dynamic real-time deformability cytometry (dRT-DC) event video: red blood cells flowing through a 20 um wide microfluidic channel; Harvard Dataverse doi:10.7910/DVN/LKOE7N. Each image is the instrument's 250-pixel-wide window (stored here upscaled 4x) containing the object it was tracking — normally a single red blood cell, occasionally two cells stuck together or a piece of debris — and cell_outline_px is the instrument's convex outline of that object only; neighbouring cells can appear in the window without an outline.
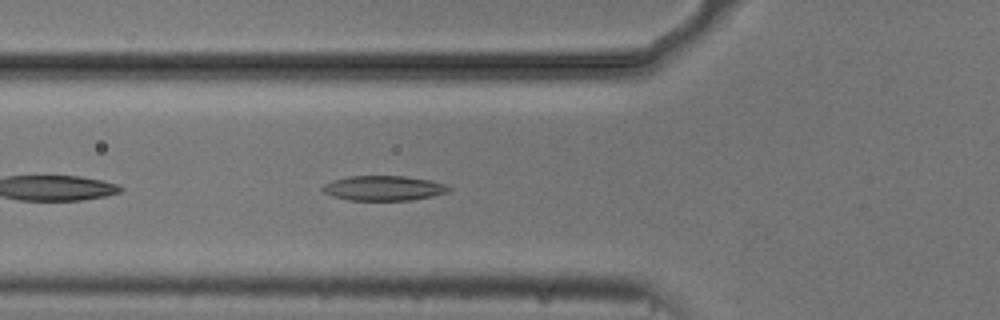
{"species": "common noctule bat (a hibernating species)", "species_latin": "Nyctalus noctula", "temperature_condition": "cold", "stored_images_in_passage": 40, "camera_frame_rate_fps": 3000, "um_per_image_px": 0.085, "animal": {"sex": "male", "body_mass_g": 20.5, "forearm_length_mm": 52.5}, "frame": {"image": 1, "passage_image": 5, "time_ms": 1.333, "image_size_px": [1000, 320], "cell_outline_px": [[452, 188], [448, 192], [432, 196], [408, 200], [348, 200], [332, 196], [324, 192], [320, 188], [324, 184], [332, 180], [348, 176], [404, 176], [428, 180], [444, 184]], "centroid_in_image_um": [32.56, 15.99], "position_along_channel_um": 93.2, "area_um2": 18.21}}
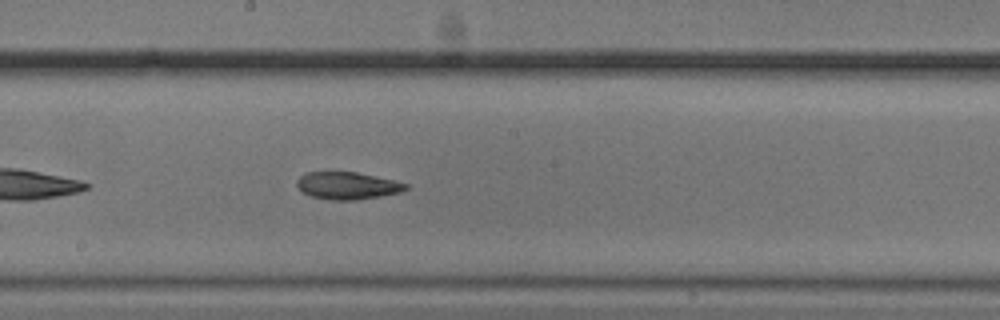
{"frame": {"image": 2, "passage_image": 15, "time_ms": 4.667, "image_size_px": [1000, 320], "cell_outline_px": [[408, 188], [400, 192], [380, 196], [356, 200], [332, 200], [312, 196], [304, 192], [296, 184], [296, 180], [300, 176], [308, 172], [356, 172], [392, 180], [408, 184]], "centroid_in_image_um": [29.52, 15.78], "position_along_channel_um": 218.7, "area_um2": 17.05}}
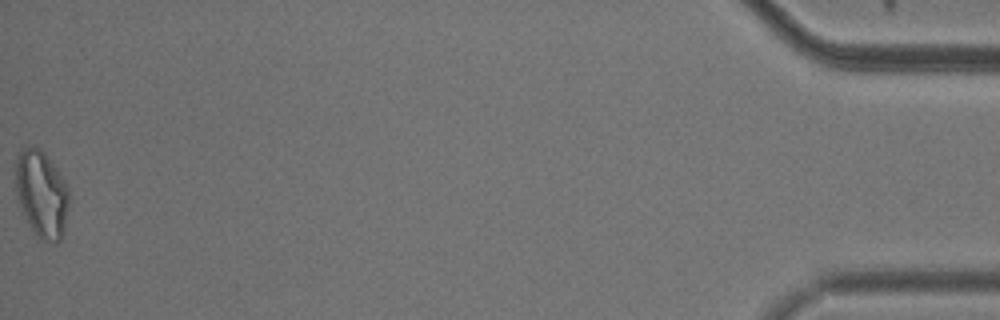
{"frame": {"image": 3, "passage_image": 40, "time_ms": 13.0, "image_size_px": [1000, 320], "cell_outline_px": [[68, 208], [64, 236], [56, 244], [44, 240], [36, 236], [20, 212], [16, 188], [16, 160], [20, 148], [28, 144], [32, 144], [40, 148], [48, 156], [60, 172], [68, 184]], "centroid_in_image_um": [3.54, 16.47], "position_along_channel_um": 431.7, "area_um2": 27.92}, "authors_computed_cell_mechanics": {"area_um2": 18.207, "velocity_mm_per_s": 3.7394, "shape_relaxation_time_tau1_ms": 4.2392, "shape_relaxation_time_tau2_ms": 3.7193, "deformation_change_tau1": 0.1296, "deformation_change_tau2": 0.1138}}